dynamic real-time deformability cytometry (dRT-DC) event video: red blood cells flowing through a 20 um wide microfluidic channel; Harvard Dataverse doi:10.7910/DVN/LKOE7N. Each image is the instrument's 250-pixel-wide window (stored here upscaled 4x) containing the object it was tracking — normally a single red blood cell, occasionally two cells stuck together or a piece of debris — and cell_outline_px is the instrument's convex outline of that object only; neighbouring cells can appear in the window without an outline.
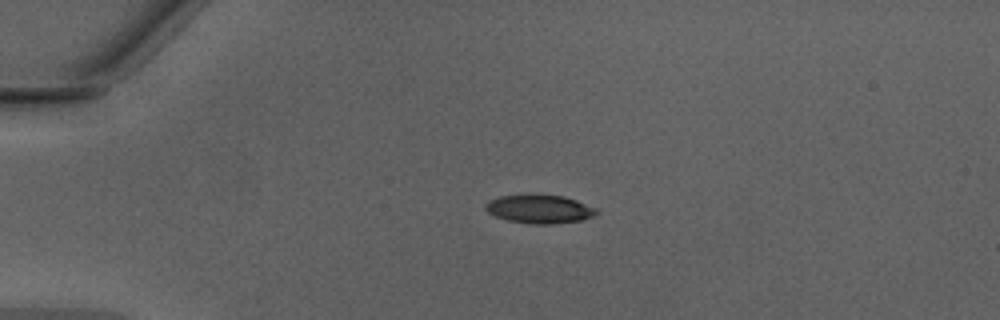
{"species": "Egyptian fruit bat (a non-hibernating species)", "species_latin": "Rousettus aegyptiacus", "temperature_condition": "warm", "stored_images_in_passage": 33, "camera_frame_rate_fps": 3000, "um_per_image_px": 0.085, "animal": {"sex": "male"}, "frame": {"image": 1, "passage_image": 2, "time_ms": 0.333, "image_size_px": [1000, 320], "cell_outline_px": [[600, 212], [592, 216], [580, 220], [552, 224], [532, 224], [508, 220], [496, 216], [488, 212], [484, 208], [484, 204], [488, 200], [500, 196], [528, 192], [536, 192], [564, 196], [576, 200], [596, 208]], "centroid_in_image_um": [45.82, 17.72], "position_along_channel_um": 39.2, "area_um2": 19.07}}
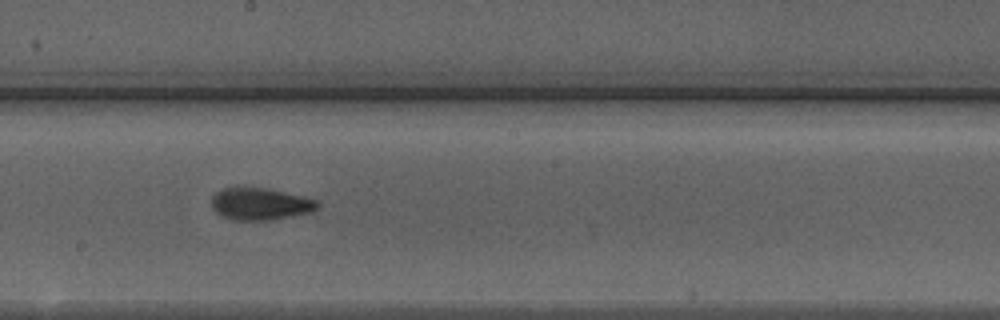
{"frame": {"image": 2, "passage_image": 18, "time_ms": 5.667, "image_size_px": [1000, 320], "cell_outline_px": [[320, 204], [316, 208], [308, 212], [288, 216], [264, 220], [232, 220], [220, 216], [212, 208], [212, 196], [216, 192], [224, 188], [240, 184], [264, 188], [304, 196], [316, 200]], "centroid_in_image_um": [22.02, 17.29], "position_along_channel_um": 226.2, "area_um2": 20.0}}
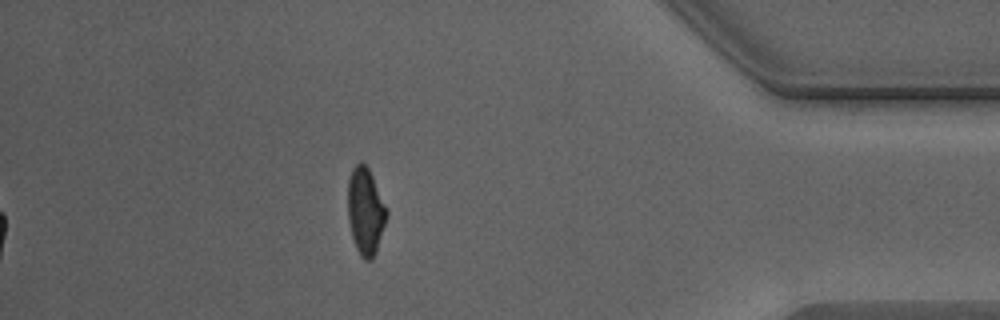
{"frame": {"image": 3, "passage_image": 33, "time_ms": 10.667, "image_size_px": [1000, 320], "cell_outline_px": [[388, 216], [376, 252], [372, 260], [364, 260], [360, 256], [356, 248], [352, 236], [348, 220], [348, 180], [352, 168], [360, 160], [368, 168], [372, 176], [388, 212]], "centroid_in_image_um": [31.06, 17.97], "position_along_channel_um": 404.1, "area_um2": 19.65}, "authors_computed_cell_mechanics": {"area_um2": 19.5364, "velocity_mm_per_s": 4.3134, "shape_relaxation_time_tau1_ms": 2.8894, "shape_relaxation_time_tau2_ms": 1.2857, "deformation_change_tau1": 0.1785, "deformation_change_tau2": 0.0892}}